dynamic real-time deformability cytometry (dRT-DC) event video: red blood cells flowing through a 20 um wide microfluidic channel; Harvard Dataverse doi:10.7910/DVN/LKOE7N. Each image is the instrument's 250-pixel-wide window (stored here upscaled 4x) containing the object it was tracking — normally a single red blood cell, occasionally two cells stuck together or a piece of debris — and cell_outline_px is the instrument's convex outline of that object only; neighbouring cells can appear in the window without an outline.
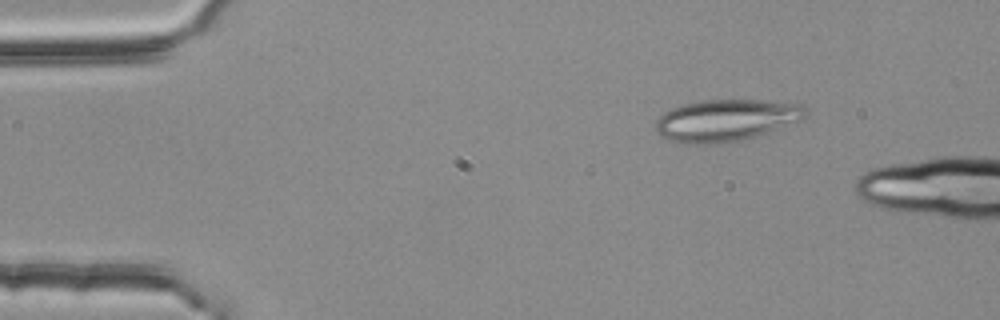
{"species": "common noctule bat (a hibernating species)", "species_latin": "Nyctalus noctula", "temperature_condition": "room temperature", "stored_images_in_passage": 3, "camera_frame_rate_fps": 3000, "um_per_image_px": 0.085, "animal": {"sex": "female", "body_mass_g": 25.1}, "frame": {"image": 1, "passage_image": 3, "time_ms": 0.667, "image_size_px": [1000, 320], "cell_outline_px": [[808, 112], [804, 120], [740, 140], [724, 144], [688, 144], [664, 140], [656, 132], [656, 120], [664, 112], [680, 104], [700, 100], [764, 100], [804, 104]], "centroid_in_image_um": [61.7, 10.22], "position_along_channel_um": 23.3, "area_um2": 37.05}}